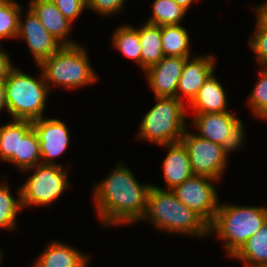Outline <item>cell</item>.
<instances>
[{"label": "cell", "instance_id": "83f0119b", "mask_svg": "<svg viewBox=\"0 0 267 267\" xmlns=\"http://www.w3.org/2000/svg\"><path fill=\"white\" fill-rule=\"evenodd\" d=\"M22 3L17 0H0V45L3 41H16Z\"/></svg>", "mask_w": 267, "mask_h": 267}, {"label": "cell", "instance_id": "5b68a950", "mask_svg": "<svg viewBox=\"0 0 267 267\" xmlns=\"http://www.w3.org/2000/svg\"><path fill=\"white\" fill-rule=\"evenodd\" d=\"M32 75L14 66L4 80L8 116L14 120L34 121L47 115L51 92L42 70Z\"/></svg>", "mask_w": 267, "mask_h": 267}, {"label": "cell", "instance_id": "9c48e42d", "mask_svg": "<svg viewBox=\"0 0 267 267\" xmlns=\"http://www.w3.org/2000/svg\"><path fill=\"white\" fill-rule=\"evenodd\" d=\"M181 141L188 150L193 175L223 180L232 154L227 148L199 137L189 127Z\"/></svg>", "mask_w": 267, "mask_h": 267}, {"label": "cell", "instance_id": "4dcf8cb0", "mask_svg": "<svg viewBox=\"0 0 267 267\" xmlns=\"http://www.w3.org/2000/svg\"><path fill=\"white\" fill-rule=\"evenodd\" d=\"M65 18L76 23L86 9V0H52Z\"/></svg>", "mask_w": 267, "mask_h": 267}, {"label": "cell", "instance_id": "d4e9b609", "mask_svg": "<svg viewBox=\"0 0 267 267\" xmlns=\"http://www.w3.org/2000/svg\"><path fill=\"white\" fill-rule=\"evenodd\" d=\"M6 164L13 165L20 173L41 164L40 142L34 128L25 136H19L18 155H13Z\"/></svg>", "mask_w": 267, "mask_h": 267}, {"label": "cell", "instance_id": "ac0fdd59", "mask_svg": "<svg viewBox=\"0 0 267 267\" xmlns=\"http://www.w3.org/2000/svg\"><path fill=\"white\" fill-rule=\"evenodd\" d=\"M205 81L203 86L199 89L197 96L188 105L191 114L199 113H223L232 111L230 107L229 95L222 84L221 79L214 74ZM229 106V107H228Z\"/></svg>", "mask_w": 267, "mask_h": 267}, {"label": "cell", "instance_id": "d6a6232c", "mask_svg": "<svg viewBox=\"0 0 267 267\" xmlns=\"http://www.w3.org/2000/svg\"><path fill=\"white\" fill-rule=\"evenodd\" d=\"M0 45V81L7 78L9 71L16 65L12 62L10 54Z\"/></svg>", "mask_w": 267, "mask_h": 267}, {"label": "cell", "instance_id": "f1b7e54d", "mask_svg": "<svg viewBox=\"0 0 267 267\" xmlns=\"http://www.w3.org/2000/svg\"><path fill=\"white\" fill-rule=\"evenodd\" d=\"M128 0H86L87 11H92L105 19L122 16Z\"/></svg>", "mask_w": 267, "mask_h": 267}, {"label": "cell", "instance_id": "e575fe53", "mask_svg": "<svg viewBox=\"0 0 267 267\" xmlns=\"http://www.w3.org/2000/svg\"><path fill=\"white\" fill-rule=\"evenodd\" d=\"M175 3L184 8L187 12L190 11L192 5L196 2L197 4L202 3V0H173Z\"/></svg>", "mask_w": 267, "mask_h": 267}, {"label": "cell", "instance_id": "4316f807", "mask_svg": "<svg viewBox=\"0 0 267 267\" xmlns=\"http://www.w3.org/2000/svg\"><path fill=\"white\" fill-rule=\"evenodd\" d=\"M257 80L246 98L247 109L256 120L267 123V67H258Z\"/></svg>", "mask_w": 267, "mask_h": 267}, {"label": "cell", "instance_id": "d590c367", "mask_svg": "<svg viewBox=\"0 0 267 267\" xmlns=\"http://www.w3.org/2000/svg\"><path fill=\"white\" fill-rule=\"evenodd\" d=\"M4 256H5V254H4V252L2 251V249H0V266L2 265V263H3V259H4Z\"/></svg>", "mask_w": 267, "mask_h": 267}, {"label": "cell", "instance_id": "8992f818", "mask_svg": "<svg viewBox=\"0 0 267 267\" xmlns=\"http://www.w3.org/2000/svg\"><path fill=\"white\" fill-rule=\"evenodd\" d=\"M154 98L155 104L140 118L136 140L157 146L181 141L189 127L187 104L174 97Z\"/></svg>", "mask_w": 267, "mask_h": 267}, {"label": "cell", "instance_id": "1f68e13d", "mask_svg": "<svg viewBox=\"0 0 267 267\" xmlns=\"http://www.w3.org/2000/svg\"><path fill=\"white\" fill-rule=\"evenodd\" d=\"M255 14L254 24L260 29L267 31V0L253 6Z\"/></svg>", "mask_w": 267, "mask_h": 267}, {"label": "cell", "instance_id": "3957f363", "mask_svg": "<svg viewBox=\"0 0 267 267\" xmlns=\"http://www.w3.org/2000/svg\"><path fill=\"white\" fill-rule=\"evenodd\" d=\"M220 200L214 220L209 225V236L222 243L229 260L267 221V205H239ZM217 237V238H216Z\"/></svg>", "mask_w": 267, "mask_h": 267}, {"label": "cell", "instance_id": "44dd1931", "mask_svg": "<svg viewBox=\"0 0 267 267\" xmlns=\"http://www.w3.org/2000/svg\"><path fill=\"white\" fill-rule=\"evenodd\" d=\"M139 25L141 45V71L157 64L163 57L161 26L143 21Z\"/></svg>", "mask_w": 267, "mask_h": 267}, {"label": "cell", "instance_id": "ffe728a7", "mask_svg": "<svg viewBox=\"0 0 267 267\" xmlns=\"http://www.w3.org/2000/svg\"><path fill=\"white\" fill-rule=\"evenodd\" d=\"M6 176L0 177V229L3 231H18V214L23 213L21 205L20 187L16 189V195L12 193L11 185Z\"/></svg>", "mask_w": 267, "mask_h": 267}, {"label": "cell", "instance_id": "ba28073f", "mask_svg": "<svg viewBox=\"0 0 267 267\" xmlns=\"http://www.w3.org/2000/svg\"><path fill=\"white\" fill-rule=\"evenodd\" d=\"M189 124L196 135L224 146L232 154L241 150L248 139L245 123L233 111L193 114Z\"/></svg>", "mask_w": 267, "mask_h": 267}, {"label": "cell", "instance_id": "277c9868", "mask_svg": "<svg viewBox=\"0 0 267 267\" xmlns=\"http://www.w3.org/2000/svg\"><path fill=\"white\" fill-rule=\"evenodd\" d=\"M88 53L83 43L62 46L38 65L51 93L52 90L55 92V88L79 91L100 81V75L98 76Z\"/></svg>", "mask_w": 267, "mask_h": 267}, {"label": "cell", "instance_id": "2e32d148", "mask_svg": "<svg viewBox=\"0 0 267 267\" xmlns=\"http://www.w3.org/2000/svg\"><path fill=\"white\" fill-rule=\"evenodd\" d=\"M158 147L166 150V155L161 164L165 186L162 188L157 184L155 185V183L152 184L153 186L164 190H172L193 176L189 153L182 141L168 143Z\"/></svg>", "mask_w": 267, "mask_h": 267}, {"label": "cell", "instance_id": "836d02e7", "mask_svg": "<svg viewBox=\"0 0 267 267\" xmlns=\"http://www.w3.org/2000/svg\"><path fill=\"white\" fill-rule=\"evenodd\" d=\"M5 111V115L8 113L6 104V89L5 82L0 81V113ZM7 112V113H6Z\"/></svg>", "mask_w": 267, "mask_h": 267}, {"label": "cell", "instance_id": "30bf717a", "mask_svg": "<svg viewBox=\"0 0 267 267\" xmlns=\"http://www.w3.org/2000/svg\"><path fill=\"white\" fill-rule=\"evenodd\" d=\"M217 183L220 184V181L193 175L172 191L184 205L197 212L210 225L215 218L221 198L219 188L215 186Z\"/></svg>", "mask_w": 267, "mask_h": 267}, {"label": "cell", "instance_id": "d6986e66", "mask_svg": "<svg viewBox=\"0 0 267 267\" xmlns=\"http://www.w3.org/2000/svg\"><path fill=\"white\" fill-rule=\"evenodd\" d=\"M111 45L122 57L131 60L141 69V45L139 40V25L122 23L115 27L111 36Z\"/></svg>", "mask_w": 267, "mask_h": 267}, {"label": "cell", "instance_id": "4fadbf2b", "mask_svg": "<svg viewBox=\"0 0 267 267\" xmlns=\"http://www.w3.org/2000/svg\"><path fill=\"white\" fill-rule=\"evenodd\" d=\"M217 60V55L213 52L201 55L196 53L195 56L188 58L179 79L177 99L187 101L188 106L197 96L205 81L215 72Z\"/></svg>", "mask_w": 267, "mask_h": 267}, {"label": "cell", "instance_id": "8fae6325", "mask_svg": "<svg viewBox=\"0 0 267 267\" xmlns=\"http://www.w3.org/2000/svg\"><path fill=\"white\" fill-rule=\"evenodd\" d=\"M40 142L41 163L66 166L58 158L70 147L71 133L66 122L49 115L32 121ZM59 161V162H58Z\"/></svg>", "mask_w": 267, "mask_h": 267}, {"label": "cell", "instance_id": "9a60e30c", "mask_svg": "<svg viewBox=\"0 0 267 267\" xmlns=\"http://www.w3.org/2000/svg\"><path fill=\"white\" fill-rule=\"evenodd\" d=\"M47 242L37 258L31 261L30 267H91L93 258L89 252L79 250L62 239Z\"/></svg>", "mask_w": 267, "mask_h": 267}, {"label": "cell", "instance_id": "cb8c5ba5", "mask_svg": "<svg viewBox=\"0 0 267 267\" xmlns=\"http://www.w3.org/2000/svg\"><path fill=\"white\" fill-rule=\"evenodd\" d=\"M0 125V162L7 163L18 155L19 136H25L32 128V121L14 120Z\"/></svg>", "mask_w": 267, "mask_h": 267}, {"label": "cell", "instance_id": "7c38bea8", "mask_svg": "<svg viewBox=\"0 0 267 267\" xmlns=\"http://www.w3.org/2000/svg\"><path fill=\"white\" fill-rule=\"evenodd\" d=\"M26 7L27 9L22 8L19 15L16 40L24 41L32 56L33 63L39 65L63 45L46 30L33 11L28 6Z\"/></svg>", "mask_w": 267, "mask_h": 267}, {"label": "cell", "instance_id": "e0dca14e", "mask_svg": "<svg viewBox=\"0 0 267 267\" xmlns=\"http://www.w3.org/2000/svg\"><path fill=\"white\" fill-rule=\"evenodd\" d=\"M27 3L46 30L63 46L80 44L69 36L75 24L63 16L52 0H28Z\"/></svg>", "mask_w": 267, "mask_h": 267}, {"label": "cell", "instance_id": "484cf974", "mask_svg": "<svg viewBox=\"0 0 267 267\" xmlns=\"http://www.w3.org/2000/svg\"><path fill=\"white\" fill-rule=\"evenodd\" d=\"M150 5L151 14L145 22L158 26L183 24L189 13L173 0H152Z\"/></svg>", "mask_w": 267, "mask_h": 267}, {"label": "cell", "instance_id": "52a82bcc", "mask_svg": "<svg viewBox=\"0 0 267 267\" xmlns=\"http://www.w3.org/2000/svg\"><path fill=\"white\" fill-rule=\"evenodd\" d=\"M69 170L71 172L69 167L41 163L22 171L28 176L20 185L23 211L30 207H54L55 202L73 185Z\"/></svg>", "mask_w": 267, "mask_h": 267}, {"label": "cell", "instance_id": "7a4b0ae2", "mask_svg": "<svg viewBox=\"0 0 267 267\" xmlns=\"http://www.w3.org/2000/svg\"><path fill=\"white\" fill-rule=\"evenodd\" d=\"M141 222L161 234L194 237L201 241L210 238L209 224L197 212L184 205L172 190L153 185L147 194L146 211Z\"/></svg>", "mask_w": 267, "mask_h": 267}, {"label": "cell", "instance_id": "603a6c76", "mask_svg": "<svg viewBox=\"0 0 267 267\" xmlns=\"http://www.w3.org/2000/svg\"><path fill=\"white\" fill-rule=\"evenodd\" d=\"M178 25L161 26L162 51L164 56L188 57L196 54L192 52L191 36L186 27Z\"/></svg>", "mask_w": 267, "mask_h": 267}, {"label": "cell", "instance_id": "6da1fadb", "mask_svg": "<svg viewBox=\"0 0 267 267\" xmlns=\"http://www.w3.org/2000/svg\"><path fill=\"white\" fill-rule=\"evenodd\" d=\"M114 164L106 177L91 186L95 214L104 230L139 223L145 214L147 194L152 185L139 181L122 159Z\"/></svg>", "mask_w": 267, "mask_h": 267}, {"label": "cell", "instance_id": "7402d4cb", "mask_svg": "<svg viewBox=\"0 0 267 267\" xmlns=\"http://www.w3.org/2000/svg\"><path fill=\"white\" fill-rule=\"evenodd\" d=\"M244 267H267V221L231 258Z\"/></svg>", "mask_w": 267, "mask_h": 267}, {"label": "cell", "instance_id": "5bb4252c", "mask_svg": "<svg viewBox=\"0 0 267 267\" xmlns=\"http://www.w3.org/2000/svg\"><path fill=\"white\" fill-rule=\"evenodd\" d=\"M187 59L188 57L164 56L142 73L154 97L177 98L179 79Z\"/></svg>", "mask_w": 267, "mask_h": 267}, {"label": "cell", "instance_id": "f546056e", "mask_svg": "<svg viewBox=\"0 0 267 267\" xmlns=\"http://www.w3.org/2000/svg\"><path fill=\"white\" fill-rule=\"evenodd\" d=\"M248 46L252 55L255 56V64L258 67H267V31L260 30L255 24L252 34H250Z\"/></svg>", "mask_w": 267, "mask_h": 267}]
</instances>
